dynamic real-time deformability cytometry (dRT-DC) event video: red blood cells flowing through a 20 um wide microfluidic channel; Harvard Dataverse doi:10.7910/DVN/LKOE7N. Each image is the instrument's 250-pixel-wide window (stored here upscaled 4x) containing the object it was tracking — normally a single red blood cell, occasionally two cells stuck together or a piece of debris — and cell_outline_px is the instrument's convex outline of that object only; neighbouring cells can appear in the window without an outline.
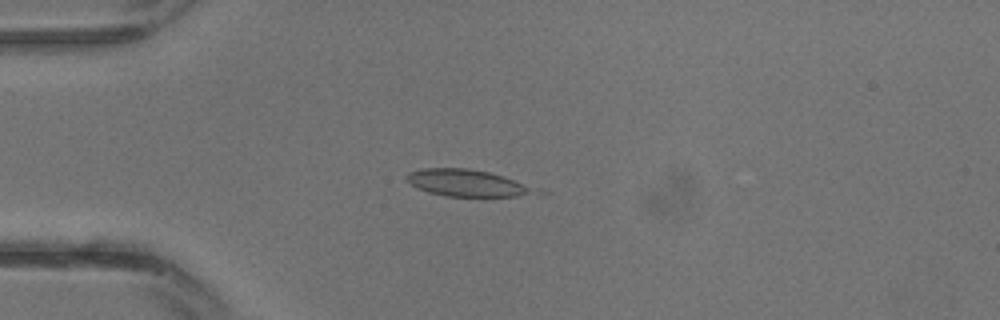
{"species": "common noctule bat (a hibernating species)", "species_latin": "Nyctalus noctula", "temperature_condition": "warm", "stored_images_in_passage": 14, "camera_frame_rate_fps": 3000, "um_per_image_px": 0.085, "animal": {"sex": "male", "body_mass_g": 13.3}, "frame": {"image": 1, "passage_image": 8, "time_ms": 2.333, "image_size_px": [1000, 320], "cell_outline_px": [[532, 188], [528, 192], [516, 196], [444, 196], [428, 192], [412, 184], [404, 176], [408, 172], [424, 168], [468, 168], [488, 172], [504, 176], [524, 184]], "centroid_in_image_um": [39.53, 15.53], "position_along_channel_um": 45.5, "area_um2": 19.31}}
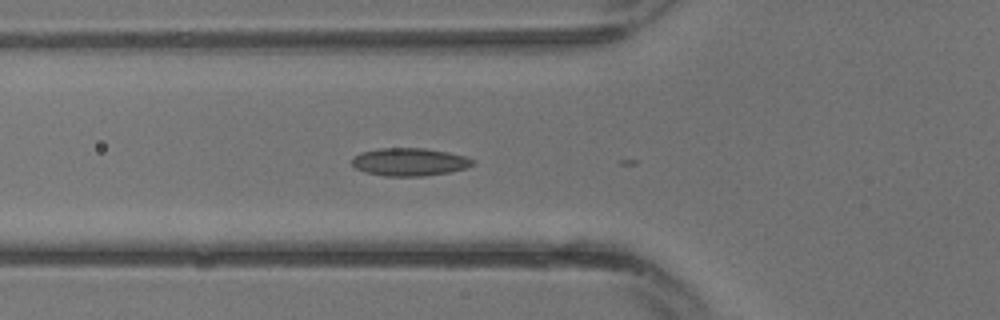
{"frame": {"image": 2, "passage_image": 11, "time_ms": 3.333, "image_size_px": [1000, 320], "cell_outline_px": [[476, 164], [464, 168], [448, 172], [420, 176], [384, 176], [364, 172], [356, 168], [352, 164], [352, 156], [360, 152], [380, 148], [424, 148], [448, 152], [464, 156], [476, 160]], "centroid_in_image_um": [34.79, 13.76], "position_along_channel_um": 91.0, "area_um2": 19.65}}
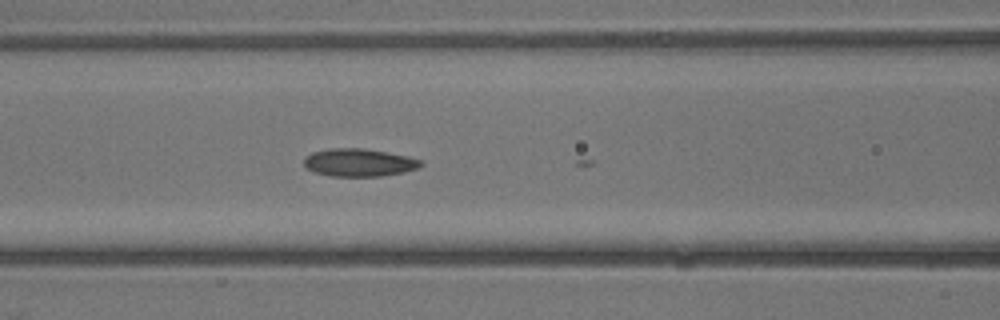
{"frame": {"image": 3, "passage_image": 13, "time_ms": 4.0, "image_size_px": [1000, 320], "cell_outline_px": [[424, 164], [420, 168], [404, 172], [380, 176], [332, 176], [312, 172], [304, 164], [304, 156], [312, 152], [328, 148], [364, 148], [408, 156], [420, 160]], "centroid_in_image_um": [30.51, 13.81], "position_along_channel_um": 136.1, "area_um2": 19.07}}